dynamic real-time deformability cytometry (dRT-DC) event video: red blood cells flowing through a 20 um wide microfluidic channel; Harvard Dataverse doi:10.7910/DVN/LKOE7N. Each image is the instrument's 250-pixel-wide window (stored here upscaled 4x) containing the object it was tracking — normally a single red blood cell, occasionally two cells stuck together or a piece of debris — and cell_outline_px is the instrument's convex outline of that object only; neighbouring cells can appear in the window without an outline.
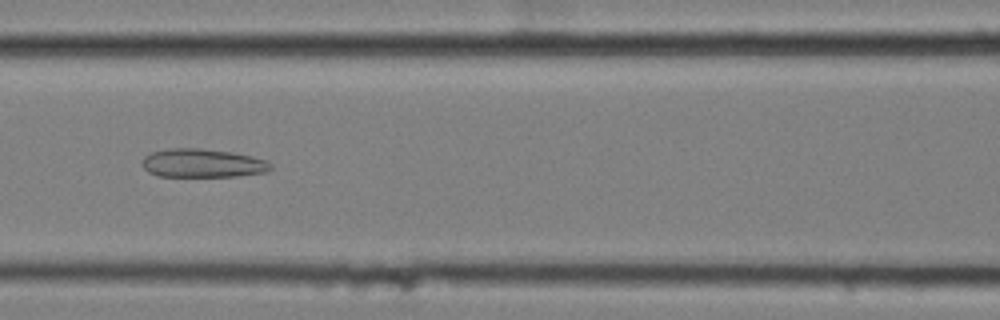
{"species": "common noctule bat (a hibernating species)", "species_latin": "Nyctalus noctula", "temperature_condition": "cold", "stored_images_in_passage": 6, "camera_frame_rate_fps": 3000, "um_per_image_px": 0.085, "animal": {"sex": "female", "body_mass_g": 25.1}, "frame": {"image": 1, "passage_image": 6, "time_ms": 1.667, "image_size_px": [1000, 320], "cell_outline_px": [[272, 168], [268, 172], [236, 176], [156, 176], [148, 172], [144, 168], [144, 156], [152, 152], [168, 148], [200, 148], [232, 152], [252, 156], [268, 160], [272, 164]], "centroid_in_image_um": [17.26, 13.87], "position_along_channel_um": 149.3, "area_um2": 21.5}}